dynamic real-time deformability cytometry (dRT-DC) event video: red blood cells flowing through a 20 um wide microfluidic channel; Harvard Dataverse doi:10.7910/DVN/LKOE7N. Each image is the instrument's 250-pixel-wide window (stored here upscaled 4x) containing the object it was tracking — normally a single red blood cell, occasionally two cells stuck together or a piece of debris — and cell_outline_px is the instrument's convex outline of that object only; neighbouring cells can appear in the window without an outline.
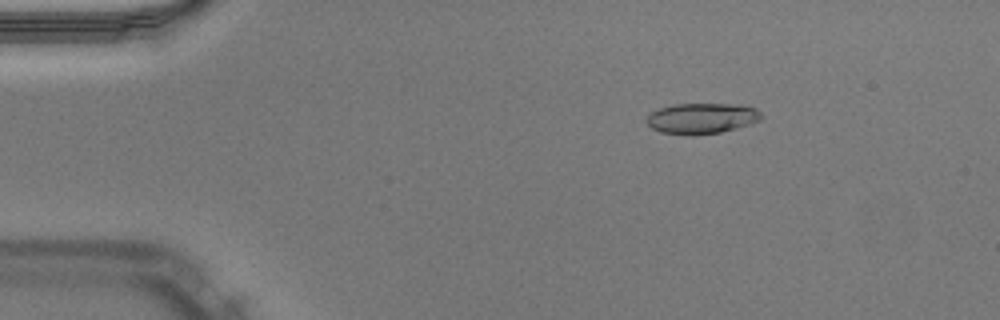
{"species": "Egyptian fruit bat (a non-hibernating species)", "species_latin": "Rousettus aegyptiacus", "temperature_condition": "warm", "stored_images_in_passage": 50, "camera_frame_rate_fps": 3000, "um_per_image_px": 0.085, "animal": {"sex": "male"}, "frame": {"image": 1, "passage_image": 8, "time_ms": 2.333, "image_size_px": [1000, 320], "cell_outline_px": [[764, 116], [760, 120], [752, 124], [720, 132], [692, 136], [684, 136], [660, 132], [652, 128], [644, 120], [652, 112], [660, 108], [672, 104], [744, 104], [756, 108]], "centroid_in_image_um": [59.67, 10.07], "position_along_channel_um": 25.3, "area_um2": 20.92}, "authors_computed_cell_mechanics": {"area_um2": 20.9814, "velocity_mm_per_s": 4.0008, "shape_relaxation_time_tau1_ms": 5.7287, "shape_relaxation_time_tau2_ms": 1.1896, "deformation_change_tau1": 0.2159, "deformation_change_tau2": 0.0938}}